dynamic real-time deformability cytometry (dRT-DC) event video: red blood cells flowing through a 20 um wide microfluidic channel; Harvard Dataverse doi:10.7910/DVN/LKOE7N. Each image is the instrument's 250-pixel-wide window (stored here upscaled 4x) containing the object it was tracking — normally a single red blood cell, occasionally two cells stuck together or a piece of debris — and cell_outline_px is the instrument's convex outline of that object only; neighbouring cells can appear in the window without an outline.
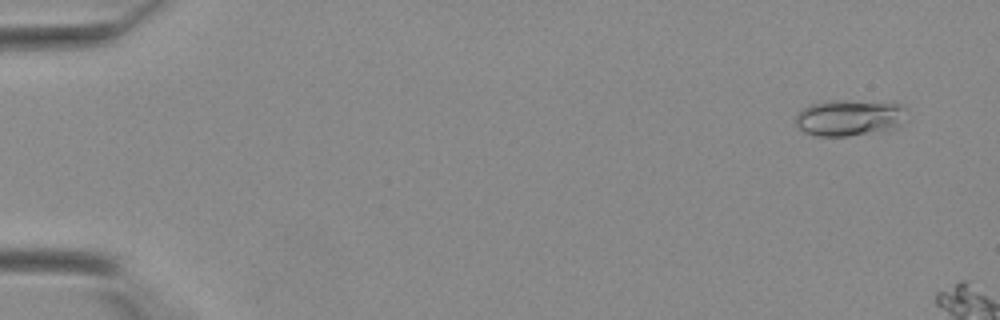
{"species": "Egyptian fruit bat (a non-hibernating species)", "species_latin": "Rousettus aegyptiacus", "temperature_condition": "warm", "stored_images_in_passage": 9, "camera_frame_rate_fps": 3000, "um_per_image_px": 0.085, "animal": {"sex": "female"}, "frame": {"image": 1, "passage_image": 3, "time_ms": 0.667, "image_size_px": [1000, 320], "cell_outline_px": [[908, 108], [900, 124], [896, 128], [888, 132], [848, 136], [816, 136], [804, 132], [796, 124], [796, 116], [804, 108], [812, 104], [832, 100], [896, 100]], "centroid_in_image_um": [72.33, 9.99], "position_along_channel_um": 12.7, "area_um2": 24.45}}